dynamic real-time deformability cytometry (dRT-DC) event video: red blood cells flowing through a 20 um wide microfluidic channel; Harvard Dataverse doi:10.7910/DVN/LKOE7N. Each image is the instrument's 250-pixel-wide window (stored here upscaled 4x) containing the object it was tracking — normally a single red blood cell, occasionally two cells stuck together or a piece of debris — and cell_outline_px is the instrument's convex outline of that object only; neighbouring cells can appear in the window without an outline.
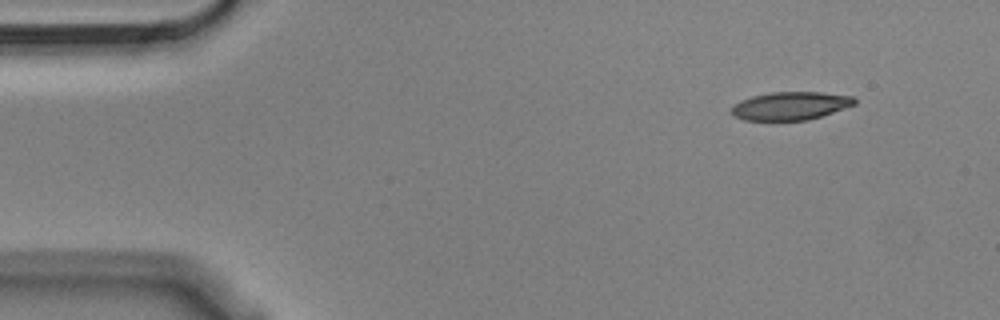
{"species": "Egyptian fruit bat (a non-hibernating species)", "species_latin": "Rousettus aegyptiacus", "temperature_condition": "cold", "stored_images_in_passage": 50, "camera_frame_rate_fps": 3000, "um_per_image_px": 0.085, "animal": {"sex": "male"}, "frame": {"image": 1, "passage_image": 1, "time_ms": 0.0, "image_size_px": [1000, 320], "cell_outline_px": [[856, 104], [808, 120], [744, 120], [736, 116], [732, 112], [732, 108], [740, 100], [752, 96], [772, 92], [824, 92], [856, 96]], "centroid_in_image_um": [67.24, 8.98], "position_along_channel_um": 17.8, "area_um2": 20.06}}
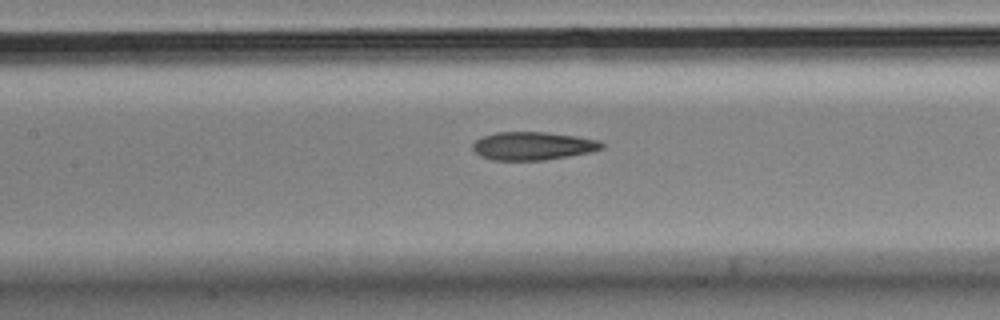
{"frame": {"image": 2, "passage_image": 20, "time_ms": 6.333, "image_size_px": [1000, 320], "cell_outline_px": [[604, 148], [588, 152], [568, 156], [544, 160], [492, 160], [480, 156], [472, 148], [472, 144], [476, 140], [484, 136], [496, 132], [544, 132], [576, 136], [600, 140], [604, 144]], "centroid_in_image_um": [45.29, 12.4], "position_along_channel_um": 162.1, "area_um2": 21.1}}
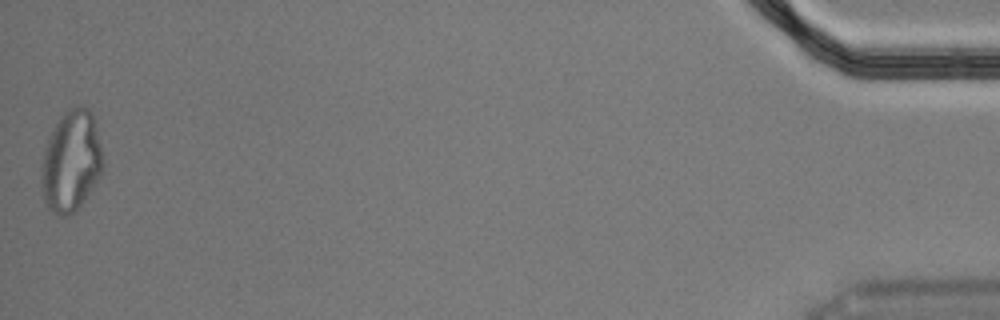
{"frame": {"image": 3, "passage_image": 50, "time_ms": 16.333, "image_size_px": [1000, 320], "cell_outline_px": [[104, 168], [84, 200], [76, 212], [68, 216], [60, 216], [48, 208], [44, 200], [44, 148], [48, 136], [60, 116], [64, 112], [72, 108], [88, 108], [92, 112], [104, 160]], "centroid_in_image_um": [6.08, 13.71], "position_along_channel_um": 429.1, "area_um2": 35.49}, "authors_computed_cell_mechanics": {"area_um2": 21.675, "velocity_mm_per_s": 3.6299, "shape_relaxation_time_tau1_ms": null, "shape_relaxation_time_tau2_ms": 4.3833, "deformation_change_tau1": null, "deformation_change_tau2": 0.1353}}